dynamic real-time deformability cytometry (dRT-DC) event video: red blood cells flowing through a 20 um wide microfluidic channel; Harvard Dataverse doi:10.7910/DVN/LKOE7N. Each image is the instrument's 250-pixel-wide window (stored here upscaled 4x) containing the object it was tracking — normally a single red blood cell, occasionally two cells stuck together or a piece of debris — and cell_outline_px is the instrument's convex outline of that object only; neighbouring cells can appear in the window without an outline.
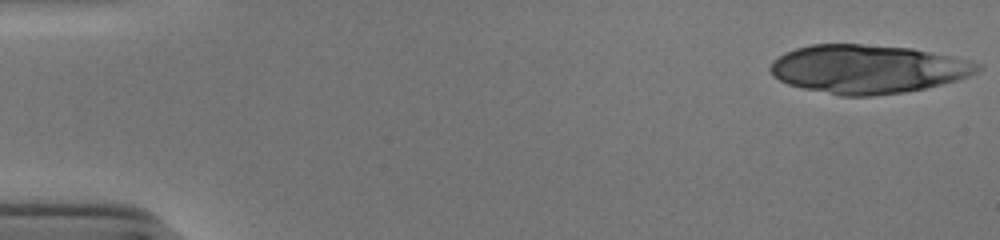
{"species": "human", "species_latin": "Homo sapiens", "temperature_condition": "cold", "stored_images_in_passage": 17, "camera_frame_rate_fps": 3000, "um_per_image_px": 0.085, "donor": {"sex": "male"}, "frame": {"image": 1, "passage_image": 1, "time_ms": 0.0, "image_size_px": [1000, 240], "cell_outline_px": [[984, 68], [968, 76], [956, 80], [924, 88], [904, 92], [872, 96], [840, 96], [804, 88], [788, 84], [772, 76], [768, 68], [772, 60], [784, 52], [796, 48], [812, 44], [860, 44], [912, 48], [932, 52], [968, 60], [980, 64]], "centroid_in_image_um": [73.71, 5.86], "position_along_channel_um": 11.3, "area_um2": 58.67}}